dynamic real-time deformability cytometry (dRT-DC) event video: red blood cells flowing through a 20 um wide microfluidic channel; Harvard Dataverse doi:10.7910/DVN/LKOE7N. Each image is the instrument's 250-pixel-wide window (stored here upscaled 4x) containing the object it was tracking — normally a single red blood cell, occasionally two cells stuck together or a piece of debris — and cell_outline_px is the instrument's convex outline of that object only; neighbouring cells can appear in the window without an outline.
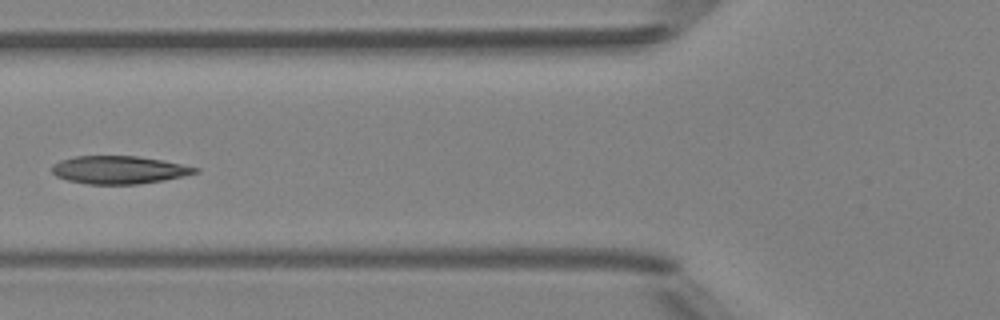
{"species": "Egyptian fruit bat (a non-hibernating species)", "species_latin": "Rousettus aegyptiacus", "temperature_condition": "room temperature", "stored_images_in_passage": 6, "camera_frame_rate_fps": 3000, "um_per_image_px": 0.085, "animal": {"sex": "female"}, "frame": {"image": 1, "passage_image": 5, "time_ms": 4.667, "image_size_px": [1000, 320], "cell_outline_px": [[200, 172], [164, 180], [136, 184], [88, 184], [68, 180], [56, 176], [52, 172], [52, 164], [60, 160], [76, 156], [136, 156], [160, 160], [200, 168]], "centroid_in_image_um": [10.09, 14.44], "position_along_channel_um": 115.7, "area_um2": 23.12}}
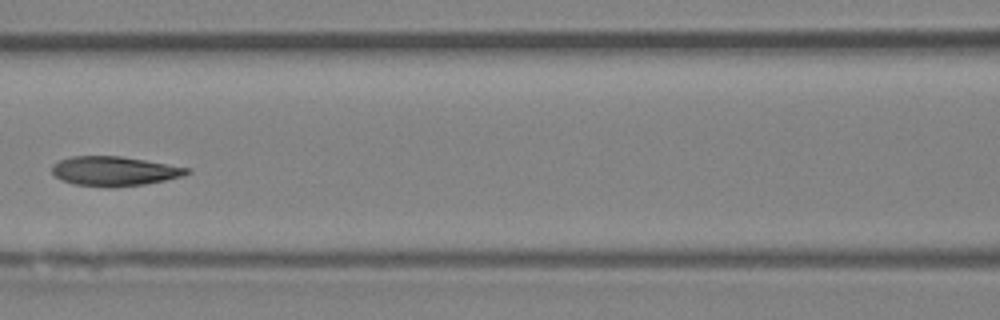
{"frame": {"image": 2, "passage_image": 6, "time_ms": 5.667, "image_size_px": [1000, 320], "cell_outline_px": [[192, 172], [180, 176], [164, 180], [144, 184], [112, 188], [108, 188], [76, 184], [60, 180], [52, 172], [52, 164], [60, 160], [72, 156], [120, 156], [144, 160], [188, 168]], "centroid_in_image_um": [9.67, 14.55], "position_along_channel_um": 156.9, "area_um2": 23.0}}